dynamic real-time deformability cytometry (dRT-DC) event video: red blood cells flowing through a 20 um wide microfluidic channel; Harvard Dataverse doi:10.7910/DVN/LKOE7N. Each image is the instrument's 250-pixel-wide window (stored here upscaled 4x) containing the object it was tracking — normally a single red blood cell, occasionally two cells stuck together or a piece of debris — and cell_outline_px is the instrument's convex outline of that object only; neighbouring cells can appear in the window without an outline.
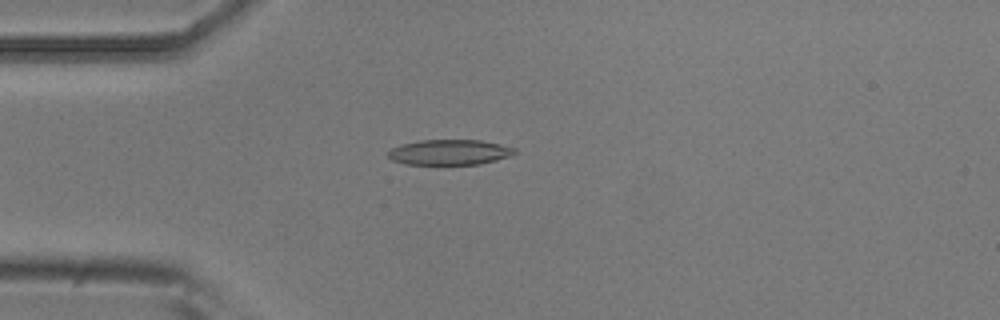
{"species": "common noctule bat (a hibernating species)", "species_latin": "Nyctalus noctula", "temperature_condition": "room temperature", "stored_images_in_passage": 4, "camera_frame_rate_fps": 3000, "um_per_image_px": 0.085, "animal": {"sex": "male", "body_mass_g": 20.5, "forearm_length_mm": 52.5}, "frame": {"image": 1, "passage_image": 4, "time_ms": 1.0, "image_size_px": [1000, 320], "cell_outline_px": [[516, 152], [512, 156], [480, 164], [404, 164], [392, 160], [388, 156], [388, 152], [392, 148], [400, 144], [420, 140], [480, 140], [500, 144], [516, 148]], "centroid_in_image_um": [38.22, 12.94], "position_along_channel_um": 46.8, "area_um2": 18.73}}